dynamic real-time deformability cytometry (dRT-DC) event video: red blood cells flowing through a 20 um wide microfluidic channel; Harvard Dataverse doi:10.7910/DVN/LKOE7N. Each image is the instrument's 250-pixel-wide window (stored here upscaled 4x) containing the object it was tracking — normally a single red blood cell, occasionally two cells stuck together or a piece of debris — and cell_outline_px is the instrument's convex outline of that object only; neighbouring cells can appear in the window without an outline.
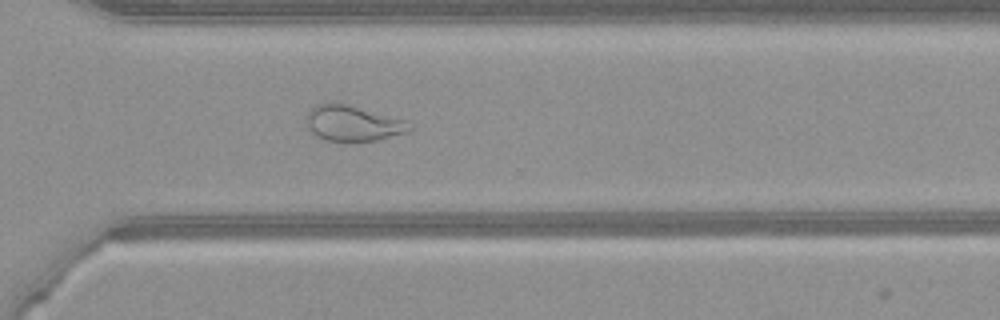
{"species": "common noctule bat (a hibernating species)", "species_latin": "Nyctalus noctula", "temperature_condition": "warm", "stored_images_in_passage": 52, "camera_frame_rate_fps": 3000, "um_per_image_px": 0.085, "animal": {"sex": "female", "body_mass_g": 21.9}, "frame": {"image": 1, "passage_image": 37, "time_ms": 12.0, "image_size_px": [1000, 320], "cell_outline_px": [[412, 128], [408, 132], [376, 140], [328, 140], [316, 136], [308, 132], [308, 112], [316, 104], [324, 100], [340, 100], [408, 120], [412, 124]], "centroid_in_image_um": [30.01, 10.4], "position_along_channel_um": 340.6, "area_um2": 22.2}}